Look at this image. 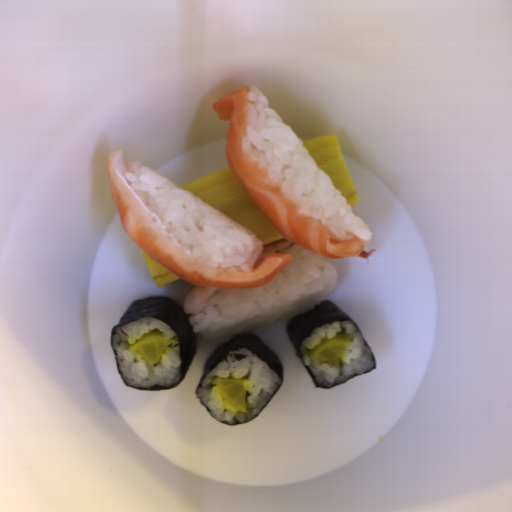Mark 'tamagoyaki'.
I'll use <instances>...</instances> for the list:
<instances>
[{
  "mask_svg": "<svg viewBox=\"0 0 512 512\" xmlns=\"http://www.w3.org/2000/svg\"><path fill=\"white\" fill-rule=\"evenodd\" d=\"M250 231L263 247L287 240L256 207L230 168L218 170L181 187Z\"/></svg>",
  "mask_w": 512,
  "mask_h": 512,
  "instance_id": "tamagoyaki-1",
  "label": "tamagoyaki"
},
{
  "mask_svg": "<svg viewBox=\"0 0 512 512\" xmlns=\"http://www.w3.org/2000/svg\"><path fill=\"white\" fill-rule=\"evenodd\" d=\"M301 142L316 167L329 177L333 188L340 191L341 196L346 198V203L352 209L360 199L352 182L337 135L317 136Z\"/></svg>",
  "mask_w": 512,
  "mask_h": 512,
  "instance_id": "tamagoyaki-2",
  "label": "tamagoyaki"
},
{
  "mask_svg": "<svg viewBox=\"0 0 512 512\" xmlns=\"http://www.w3.org/2000/svg\"><path fill=\"white\" fill-rule=\"evenodd\" d=\"M143 258L146 262V265L149 269V272L156 284L157 287H162L167 284H170L172 282H175L177 280H180L179 276L172 273L171 271L164 268L162 265H160L158 262L153 261L151 258H149L143 250L140 248Z\"/></svg>",
  "mask_w": 512,
  "mask_h": 512,
  "instance_id": "tamagoyaki-3",
  "label": "tamagoyaki"
}]
</instances>
